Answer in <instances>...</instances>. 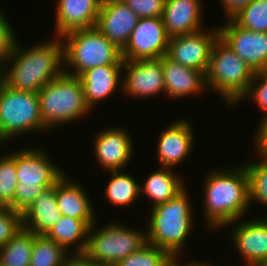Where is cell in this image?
Listing matches in <instances>:
<instances>
[{
    "instance_id": "5b68a950",
    "label": "cell",
    "mask_w": 267,
    "mask_h": 266,
    "mask_svg": "<svg viewBox=\"0 0 267 266\" xmlns=\"http://www.w3.org/2000/svg\"><path fill=\"white\" fill-rule=\"evenodd\" d=\"M38 98L42 122L48 130L68 125L93 111L86 103L78 76L65 72L44 85Z\"/></svg>"
},
{
    "instance_id": "8d00e7d4",
    "label": "cell",
    "mask_w": 267,
    "mask_h": 266,
    "mask_svg": "<svg viewBox=\"0 0 267 266\" xmlns=\"http://www.w3.org/2000/svg\"><path fill=\"white\" fill-rule=\"evenodd\" d=\"M260 119L261 122H259V127L254 134L255 142L253 145L255 144L254 148L256 147V157L259 156L260 159L267 160V116Z\"/></svg>"
},
{
    "instance_id": "484cf974",
    "label": "cell",
    "mask_w": 267,
    "mask_h": 266,
    "mask_svg": "<svg viewBox=\"0 0 267 266\" xmlns=\"http://www.w3.org/2000/svg\"><path fill=\"white\" fill-rule=\"evenodd\" d=\"M112 177L105 188V197L115 207H130L140 199V183L124 170L108 171Z\"/></svg>"
},
{
    "instance_id": "6da1fadb",
    "label": "cell",
    "mask_w": 267,
    "mask_h": 266,
    "mask_svg": "<svg viewBox=\"0 0 267 266\" xmlns=\"http://www.w3.org/2000/svg\"><path fill=\"white\" fill-rule=\"evenodd\" d=\"M54 37L26 49L16 39L0 79L15 90L38 93L59 77L64 72L63 42L61 37Z\"/></svg>"
},
{
    "instance_id": "8992f818",
    "label": "cell",
    "mask_w": 267,
    "mask_h": 266,
    "mask_svg": "<svg viewBox=\"0 0 267 266\" xmlns=\"http://www.w3.org/2000/svg\"><path fill=\"white\" fill-rule=\"evenodd\" d=\"M61 39L64 72L69 75L80 76L90 68L103 65H123L121 50L96 27L70 31L62 35Z\"/></svg>"
},
{
    "instance_id": "44dd1931",
    "label": "cell",
    "mask_w": 267,
    "mask_h": 266,
    "mask_svg": "<svg viewBox=\"0 0 267 266\" xmlns=\"http://www.w3.org/2000/svg\"><path fill=\"white\" fill-rule=\"evenodd\" d=\"M122 68L123 65H103L90 68L78 76L86 103L91 110L100 100L112 96L117 88L122 89Z\"/></svg>"
},
{
    "instance_id": "52a82bcc",
    "label": "cell",
    "mask_w": 267,
    "mask_h": 266,
    "mask_svg": "<svg viewBox=\"0 0 267 266\" xmlns=\"http://www.w3.org/2000/svg\"><path fill=\"white\" fill-rule=\"evenodd\" d=\"M254 71L220 38L215 42L206 72L207 91L223 98L230 108L247 92Z\"/></svg>"
},
{
    "instance_id": "d4e9b609",
    "label": "cell",
    "mask_w": 267,
    "mask_h": 266,
    "mask_svg": "<svg viewBox=\"0 0 267 266\" xmlns=\"http://www.w3.org/2000/svg\"><path fill=\"white\" fill-rule=\"evenodd\" d=\"M95 221H83L82 219L70 218L62 215L57 223L46 234L49 239L62 246L67 252L74 247V253H84L90 226Z\"/></svg>"
},
{
    "instance_id": "7402d4cb",
    "label": "cell",
    "mask_w": 267,
    "mask_h": 266,
    "mask_svg": "<svg viewBox=\"0 0 267 266\" xmlns=\"http://www.w3.org/2000/svg\"><path fill=\"white\" fill-rule=\"evenodd\" d=\"M84 186L66 174L56 183V200L62 215L83 221H96L92 201Z\"/></svg>"
},
{
    "instance_id": "277c9868",
    "label": "cell",
    "mask_w": 267,
    "mask_h": 266,
    "mask_svg": "<svg viewBox=\"0 0 267 266\" xmlns=\"http://www.w3.org/2000/svg\"><path fill=\"white\" fill-rule=\"evenodd\" d=\"M45 151L26 147L14 152L18 183L13 202L8 206L12 210L22 214L46 188L66 174Z\"/></svg>"
},
{
    "instance_id": "7bdbcfd3",
    "label": "cell",
    "mask_w": 267,
    "mask_h": 266,
    "mask_svg": "<svg viewBox=\"0 0 267 266\" xmlns=\"http://www.w3.org/2000/svg\"><path fill=\"white\" fill-rule=\"evenodd\" d=\"M110 1L125 2L126 0H110Z\"/></svg>"
},
{
    "instance_id": "4316f807",
    "label": "cell",
    "mask_w": 267,
    "mask_h": 266,
    "mask_svg": "<svg viewBox=\"0 0 267 266\" xmlns=\"http://www.w3.org/2000/svg\"><path fill=\"white\" fill-rule=\"evenodd\" d=\"M35 234L22 228L0 247V266H29Z\"/></svg>"
},
{
    "instance_id": "f35d334b",
    "label": "cell",
    "mask_w": 267,
    "mask_h": 266,
    "mask_svg": "<svg viewBox=\"0 0 267 266\" xmlns=\"http://www.w3.org/2000/svg\"><path fill=\"white\" fill-rule=\"evenodd\" d=\"M63 266H99L85 253L68 254L64 260Z\"/></svg>"
},
{
    "instance_id": "ba28073f",
    "label": "cell",
    "mask_w": 267,
    "mask_h": 266,
    "mask_svg": "<svg viewBox=\"0 0 267 266\" xmlns=\"http://www.w3.org/2000/svg\"><path fill=\"white\" fill-rule=\"evenodd\" d=\"M45 131L49 130L42 122L38 93L15 90L0 79V146L14 137Z\"/></svg>"
},
{
    "instance_id": "b9f144b4",
    "label": "cell",
    "mask_w": 267,
    "mask_h": 266,
    "mask_svg": "<svg viewBox=\"0 0 267 266\" xmlns=\"http://www.w3.org/2000/svg\"><path fill=\"white\" fill-rule=\"evenodd\" d=\"M260 266H267V259Z\"/></svg>"
},
{
    "instance_id": "5bb4252c",
    "label": "cell",
    "mask_w": 267,
    "mask_h": 266,
    "mask_svg": "<svg viewBox=\"0 0 267 266\" xmlns=\"http://www.w3.org/2000/svg\"><path fill=\"white\" fill-rule=\"evenodd\" d=\"M241 219L226 224L231 243L245 261V266H260L267 259V216ZM236 224V225H235Z\"/></svg>"
},
{
    "instance_id": "e0dca14e",
    "label": "cell",
    "mask_w": 267,
    "mask_h": 266,
    "mask_svg": "<svg viewBox=\"0 0 267 266\" xmlns=\"http://www.w3.org/2000/svg\"><path fill=\"white\" fill-rule=\"evenodd\" d=\"M138 21L139 17L124 2L102 0L95 27L122 51Z\"/></svg>"
},
{
    "instance_id": "2e32d148",
    "label": "cell",
    "mask_w": 267,
    "mask_h": 266,
    "mask_svg": "<svg viewBox=\"0 0 267 266\" xmlns=\"http://www.w3.org/2000/svg\"><path fill=\"white\" fill-rule=\"evenodd\" d=\"M192 127V123L183 118L174 120L160 132L156 150L161 167L176 168L188 158L195 144Z\"/></svg>"
},
{
    "instance_id": "7c38bea8",
    "label": "cell",
    "mask_w": 267,
    "mask_h": 266,
    "mask_svg": "<svg viewBox=\"0 0 267 266\" xmlns=\"http://www.w3.org/2000/svg\"><path fill=\"white\" fill-rule=\"evenodd\" d=\"M122 69L127 72L120 89L125 96L143 99L165 93L162 58L124 60Z\"/></svg>"
},
{
    "instance_id": "30bf717a",
    "label": "cell",
    "mask_w": 267,
    "mask_h": 266,
    "mask_svg": "<svg viewBox=\"0 0 267 266\" xmlns=\"http://www.w3.org/2000/svg\"><path fill=\"white\" fill-rule=\"evenodd\" d=\"M218 38V26L212 30L206 28L195 33L170 37L166 56L183 66L206 74L212 49Z\"/></svg>"
},
{
    "instance_id": "74e56055",
    "label": "cell",
    "mask_w": 267,
    "mask_h": 266,
    "mask_svg": "<svg viewBox=\"0 0 267 266\" xmlns=\"http://www.w3.org/2000/svg\"><path fill=\"white\" fill-rule=\"evenodd\" d=\"M253 0H221L223 6L224 14L226 19H231L235 14H237L242 8L246 7Z\"/></svg>"
},
{
    "instance_id": "ffe728a7",
    "label": "cell",
    "mask_w": 267,
    "mask_h": 266,
    "mask_svg": "<svg viewBox=\"0 0 267 266\" xmlns=\"http://www.w3.org/2000/svg\"><path fill=\"white\" fill-rule=\"evenodd\" d=\"M161 58L165 93L168 97L174 100L182 99L184 96L198 95L207 89L204 72L183 66L166 55Z\"/></svg>"
},
{
    "instance_id": "836d02e7",
    "label": "cell",
    "mask_w": 267,
    "mask_h": 266,
    "mask_svg": "<svg viewBox=\"0 0 267 266\" xmlns=\"http://www.w3.org/2000/svg\"><path fill=\"white\" fill-rule=\"evenodd\" d=\"M23 228L22 214L9 207L0 210V247L7 244Z\"/></svg>"
},
{
    "instance_id": "f546056e",
    "label": "cell",
    "mask_w": 267,
    "mask_h": 266,
    "mask_svg": "<svg viewBox=\"0 0 267 266\" xmlns=\"http://www.w3.org/2000/svg\"><path fill=\"white\" fill-rule=\"evenodd\" d=\"M249 178V200L252 203H262L267 209V160L244 163Z\"/></svg>"
},
{
    "instance_id": "4dcf8cb0",
    "label": "cell",
    "mask_w": 267,
    "mask_h": 266,
    "mask_svg": "<svg viewBox=\"0 0 267 266\" xmlns=\"http://www.w3.org/2000/svg\"><path fill=\"white\" fill-rule=\"evenodd\" d=\"M173 258L168 251L147 242L115 266H167Z\"/></svg>"
},
{
    "instance_id": "e575fe53",
    "label": "cell",
    "mask_w": 267,
    "mask_h": 266,
    "mask_svg": "<svg viewBox=\"0 0 267 266\" xmlns=\"http://www.w3.org/2000/svg\"><path fill=\"white\" fill-rule=\"evenodd\" d=\"M13 27L0 9V73L17 38Z\"/></svg>"
},
{
    "instance_id": "ab89813d",
    "label": "cell",
    "mask_w": 267,
    "mask_h": 266,
    "mask_svg": "<svg viewBox=\"0 0 267 266\" xmlns=\"http://www.w3.org/2000/svg\"><path fill=\"white\" fill-rule=\"evenodd\" d=\"M209 264L210 263H208V262L207 263H205V262L202 263L200 261L197 262V261L194 260V261L188 262L187 265L185 264L184 266H210Z\"/></svg>"
},
{
    "instance_id": "60d3db41",
    "label": "cell",
    "mask_w": 267,
    "mask_h": 266,
    "mask_svg": "<svg viewBox=\"0 0 267 266\" xmlns=\"http://www.w3.org/2000/svg\"><path fill=\"white\" fill-rule=\"evenodd\" d=\"M182 258H180V256H177V257H175V258H173L169 263H168V265L167 266H182L181 265V260Z\"/></svg>"
},
{
    "instance_id": "7a4b0ae2",
    "label": "cell",
    "mask_w": 267,
    "mask_h": 266,
    "mask_svg": "<svg viewBox=\"0 0 267 266\" xmlns=\"http://www.w3.org/2000/svg\"><path fill=\"white\" fill-rule=\"evenodd\" d=\"M233 168L211 170L203 180V216L210 231L243 218L251 206L245 166Z\"/></svg>"
},
{
    "instance_id": "3957f363",
    "label": "cell",
    "mask_w": 267,
    "mask_h": 266,
    "mask_svg": "<svg viewBox=\"0 0 267 266\" xmlns=\"http://www.w3.org/2000/svg\"><path fill=\"white\" fill-rule=\"evenodd\" d=\"M186 187L174 198L152 207L147 242L168 251L174 258L183 255L193 225V210Z\"/></svg>"
},
{
    "instance_id": "9c48e42d",
    "label": "cell",
    "mask_w": 267,
    "mask_h": 266,
    "mask_svg": "<svg viewBox=\"0 0 267 266\" xmlns=\"http://www.w3.org/2000/svg\"><path fill=\"white\" fill-rule=\"evenodd\" d=\"M96 222L90 226L84 253L99 266H115L147 243L146 231L131 229L117 221H111L99 230Z\"/></svg>"
},
{
    "instance_id": "ac0fdd59",
    "label": "cell",
    "mask_w": 267,
    "mask_h": 266,
    "mask_svg": "<svg viewBox=\"0 0 267 266\" xmlns=\"http://www.w3.org/2000/svg\"><path fill=\"white\" fill-rule=\"evenodd\" d=\"M203 1L165 0L162 21L169 37L187 35L203 28Z\"/></svg>"
},
{
    "instance_id": "ee69618b",
    "label": "cell",
    "mask_w": 267,
    "mask_h": 266,
    "mask_svg": "<svg viewBox=\"0 0 267 266\" xmlns=\"http://www.w3.org/2000/svg\"><path fill=\"white\" fill-rule=\"evenodd\" d=\"M5 206L0 202V210L3 209Z\"/></svg>"
},
{
    "instance_id": "d6a6232c",
    "label": "cell",
    "mask_w": 267,
    "mask_h": 266,
    "mask_svg": "<svg viewBox=\"0 0 267 266\" xmlns=\"http://www.w3.org/2000/svg\"><path fill=\"white\" fill-rule=\"evenodd\" d=\"M251 98L259 109L263 111L262 118L267 116V70L256 71L253 79L249 84L247 92L239 100L242 102L244 99Z\"/></svg>"
},
{
    "instance_id": "603a6c76",
    "label": "cell",
    "mask_w": 267,
    "mask_h": 266,
    "mask_svg": "<svg viewBox=\"0 0 267 266\" xmlns=\"http://www.w3.org/2000/svg\"><path fill=\"white\" fill-rule=\"evenodd\" d=\"M61 216L56 200V184H54L46 188L22 213L23 229L36 235H46Z\"/></svg>"
},
{
    "instance_id": "1f68e13d",
    "label": "cell",
    "mask_w": 267,
    "mask_h": 266,
    "mask_svg": "<svg viewBox=\"0 0 267 266\" xmlns=\"http://www.w3.org/2000/svg\"><path fill=\"white\" fill-rule=\"evenodd\" d=\"M14 163V151L0 155V202L8 207L13 202V197L18 183Z\"/></svg>"
},
{
    "instance_id": "f1b7e54d",
    "label": "cell",
    "mask_w": 267,
    "mask_h": 266,
    "mask_svg": "<svg viewBox=\"0 0 267 266\" xmlns=\"http://www.w3.org/2000/svg\"><path fill=\"white\" fill-rule=\"evenodd\" d=\"M231 19L241 28L267 33V0H253Z\"/></svg>"
},
{
    "instance_id": "8fae6325",
    "label": "cell",
    "mask_w": 267,
    "mask_h": 266,
    "mask_svg": "<svg viewBox=\"0 0 267 266\" xmlns=\"http://www.w3.org/2000/svg\"><path fill=\"white\" fill-rule=\"evenodd\" d=\"M169 38L162 18H139L121 57L123 60L161 58L167 53Z\"/></svg>"
},
{
    "instance_id": "cb8c5ba5",
    "label": "cell",
    "mask_w": 267,
    "mask_h": 266,
    "mask_svg": "<svg viewBox=\"0 0 267 266\" xmlns=\"http://www.w3.org/2000/svg\"><path fill=\"white\" fill-rule=\"evenodd\" d=\"M184 181L181 174H176L172 168L160 167L147 175L144 185L140 184V195H145L152 202V206H156L180 193L186 187Z\"/></svg>"
},
{
    "instance_id": "9a60e30c",
    "label": "cell",
    "mask_w": 267,
    "mask_h": 266,
    "mask_svg": "<svg viewBox=\"0 0 267 266\" xmlns=\"http://www.w3.org/2000/svg\"><path fill=\"white\" fill-rule=\"evenodd\" d=\"M94 156L101 170H123L133 158L134 146L130 133L121 127H107L95 133Z\"/></svg>"
},
{
    "instance_id": "4fadbf2b",
    "label": "cell",
    "mask_w": 267,
    "mask_h": 266,
    "mask_svg": "<svg viewBox=\"0 0 267 266\" xmlns=\"http://www.w3.org/2000/svg\"><path fill=\"white\" fill-rule=\"evenodd\" d=\"M218 28L219 38L254 72L267 70V33L241 28L232 19Z\"/></svg>"
},
{
    "instance_id": "d6986e66",
    "label": "cell",
    "mask_w": 267,
    "mask_h": 266,
    "mask_svg": "<svg viewBox=\"0 0 267 266\" xmlns=\"http://www.w3.org/2000/svg\"><path fill=\"white\" fill-rule=\"evenodd\" d=\"M102 0H57L55 35L96 26Z\"/></svg>"
},
{
    "instance_id": "83f0119b",
    "label": "cell",
    "mask_w": 267,
    "mask_h": 266,
    "mask_svg": "<svg viewBox=\"0 0 267 266\" xmlns=\"http://www.w3.org/2000/svg\"><path fill=\"white\" fill-rule=\"evenodd\" d=\"M68 253L46 235L35 234L29 266H63Z\"/></svg>"
},
{
    "instance_id": "d590c367",
    "label": "cell",
    "mask_w": 267,
    "mask_h": 266,
    "mask_svg": "<svg viewBox=\"0 0 267 266\" xmlns=\"http://www.w3.org/2000/svg\"><path fill=\"white\" fill-rule=\"evenodd\" d=\"M124 3L139 18H161L165 6V0H126Z\"/></svg>"
}]
</instances>
